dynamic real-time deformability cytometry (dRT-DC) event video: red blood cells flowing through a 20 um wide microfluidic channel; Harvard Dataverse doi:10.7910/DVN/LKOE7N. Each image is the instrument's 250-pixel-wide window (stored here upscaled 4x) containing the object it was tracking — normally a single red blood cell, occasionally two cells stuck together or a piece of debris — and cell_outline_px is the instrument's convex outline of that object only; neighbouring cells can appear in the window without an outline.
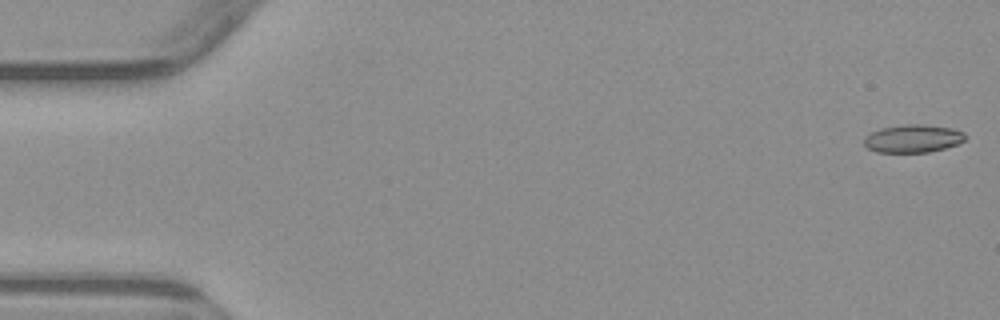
{"species": "common noctule bat (a hibernating species)", "species_latin": "Nyctalus noctula", "temperature_condition": "warm", "stored_images_in_passage": 5, "camera_frame_rate_fps": 3000, "um_per_image_px": 0.085, "animal": {"sex": "male", "body_mass_g": 23.1, "forearm_length_mm": 52.7}, "frame": {"image": 1, "passage_image": 1, "time_ms": 0.0, "image_size_px": [1000, 320], "cell_outline_px": [[968, 136], [964, 140], [956, 144], [944, 148], [928, 152], [876, 152], [868, 148], [864, 144], [864, 136], [880, 128], [904, 124], [924, 124], [952, 128], [964, 132]], "centroid_in_image_um": [77.6, 11.76], "position_along_channel_um": 7.4, "area_um2": 16.53}}
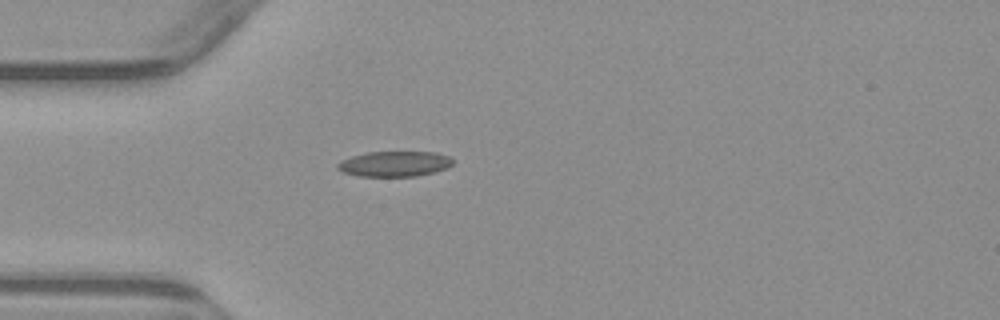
{"frame": {"image": 2, "passage_image": 5, "time_ms": 4.667, "image_size_px": [1000, 320], "cell_outline_px": [[452, 164], [448, 168], [416, 176], [360, 176], [344, 172], [336, 168], [336, 164], [340, 160], [352, 156], [368, 152], [436, 152], [448, 156], [452, 160]], "centroid_in_image_um": [33.51, 13.92], "position_along_channel_um": 51.5, "area_um2": 16.94}}